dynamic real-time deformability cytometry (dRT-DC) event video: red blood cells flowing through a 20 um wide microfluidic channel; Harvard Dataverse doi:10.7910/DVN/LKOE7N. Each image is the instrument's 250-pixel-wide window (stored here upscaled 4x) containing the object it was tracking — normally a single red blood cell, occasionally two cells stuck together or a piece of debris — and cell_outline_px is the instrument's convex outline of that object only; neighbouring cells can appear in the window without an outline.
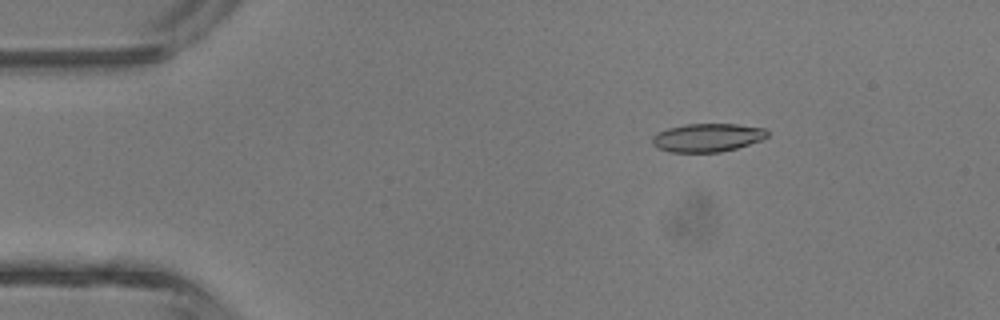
{"species": "common noctule bat (a hibernating species)", "species_latin": "Nyctalus noctula", "temperature_condition": "room temperature", "stored_images_in_passage": 4, "camera_frame_rate_fps": 3000, "um_per_image_px": 0.085, "animal": {"sex": "male", "body_mass_g": 13.3}, "frame": {"image": 1, "passage_image": 2, "time_ms": 1.333, "image_size_px": [1000, 320], "cell_outline_px": [[768, 136], [760, 140], [736, 148], [720, 152], [668, 152], [656, 148], [652, 144], [652, 136], [656, 132], [668, 128], [684, 124], [736, 124], [764, 128], [768, 132]], "centroid_in_image_um": [60.07, 11.69], "position_along_channel_um": 24.9, "area_um2": 19.07}}
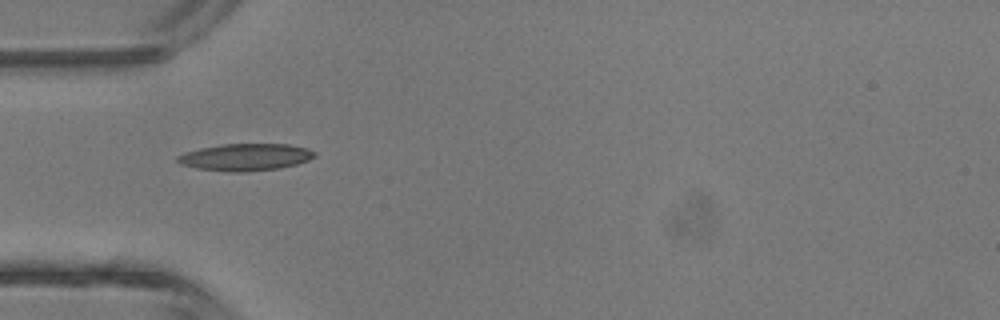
{"frame": {"image": 2, "passage_image": 4, "time_ms": 3.667, "image_size_px": [1000, 320], "cell_outline_px": [[316, 156], [308, 160], [296, 164], [276, 168], [244, 172], [232, 172], [196, 168], [180, 164], [176, 160], [176, 156], [184, 152], [200, 148], [224, 144], [288, 144], [308, 148], [316, 152]], "centroid_in_image_um": [20.85, 13.35], "position_along_channel_um": 64.2, "area_um2": 21.56}}